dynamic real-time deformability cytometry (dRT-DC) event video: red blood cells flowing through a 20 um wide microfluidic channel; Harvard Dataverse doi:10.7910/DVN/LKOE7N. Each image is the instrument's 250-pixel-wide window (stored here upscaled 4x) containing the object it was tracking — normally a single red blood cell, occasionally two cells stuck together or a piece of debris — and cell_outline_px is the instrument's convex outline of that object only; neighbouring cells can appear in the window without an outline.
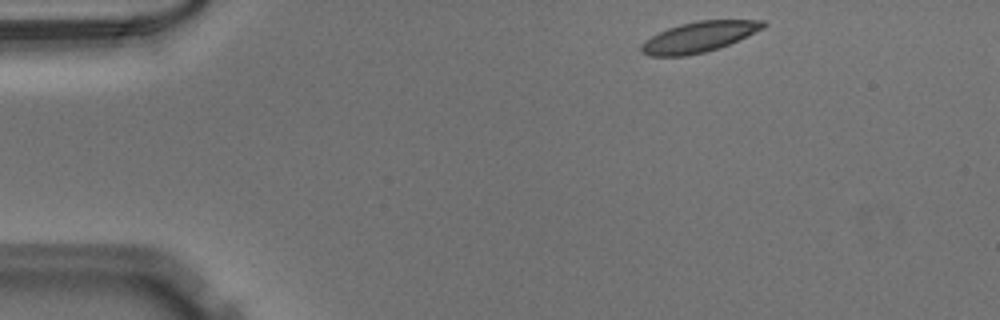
{"species": "Egyptian fruit bat (a non-hibernating species)", "species_latin": "Rousettus aegyptiacus", "temperature_condition": "warm", "stored_images_in_passage": 44, "camera_frame_rate_fps": 3000, "um_per_image_px": 0.085, "animal": {"sex": "male"}, "frame": {"image": 1, "passage_image": 1, "time_ms": 0.0, "image_size_px": [1000, 320], "cell_outline_px": [[768, 24], [764, 28], [720, 48], [704, 52], [684, 56], [648, 56], [640, 52], [640, 44], [644, 40], [668, 28], [680, 24], [696, 20], [764, 20]], "centroid_in_image_um": [59.39, 3.14], "position_along_channel_um": 25.6, "area_um2": 21.73}}
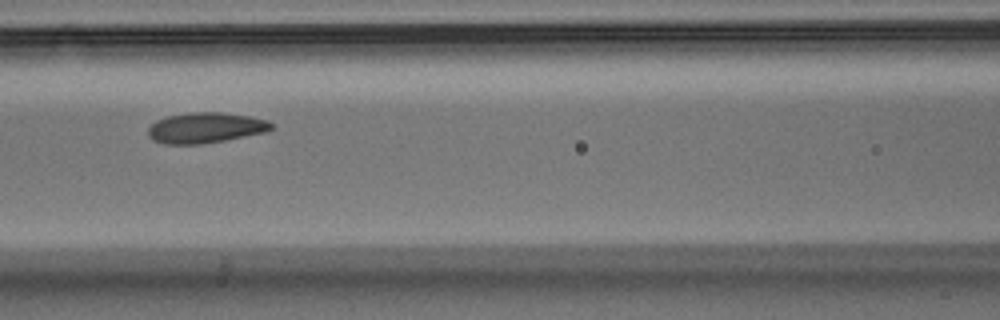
{"frame": {"image": 2, "passage_image": 16, "time_ms": 5.0, "image_size_px": [1000, 320], "cell_outline_px": [[276, 128], [268, 132], [224, 140], [200, 144], [164, 144], [152, 140], [148, 136], [148, 128], [156, 120], [168, 116], [192, 112], [224, 112], [248, 116], [268, 120], [276, 124]], "centroid_in_image_um": [17.52, 10.86], "position_along_channel_um": 149.1, "area_um2": 22.2}}
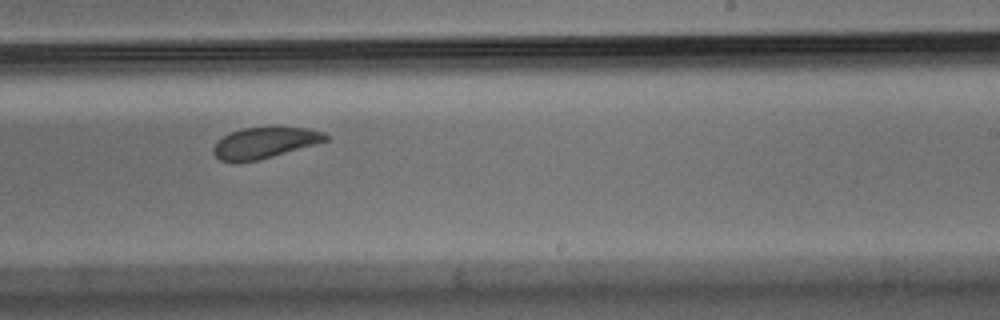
{"frame": {"image": 3, "passage_image": 25, "time_ms": 8.0, "image_size_px": [1000, 320], "cell_outline_px": [[328, 140], [316, 144], [272, 156], [256, 160], [220, 160], [212, 152], [212, 148], [216, 140], [228, 132], [244, 128], [308, 128], [324, 132], [328, 136]], "centroid_in_image_um": [22.48, 12.11], "position_along_channel_um": 266.5, "area_um2": 19.83}}